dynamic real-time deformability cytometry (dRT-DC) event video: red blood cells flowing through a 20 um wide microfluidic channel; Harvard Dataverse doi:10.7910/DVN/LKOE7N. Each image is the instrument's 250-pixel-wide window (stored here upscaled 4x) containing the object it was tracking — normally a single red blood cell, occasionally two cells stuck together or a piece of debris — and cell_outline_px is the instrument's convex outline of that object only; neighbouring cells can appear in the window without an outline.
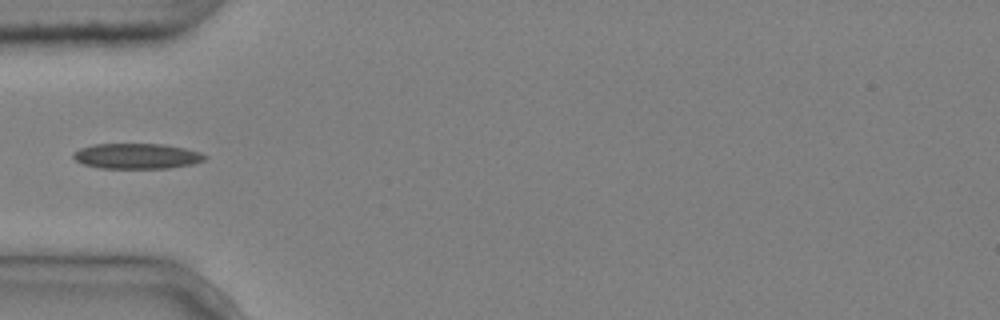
{"species": "common noctule bat (a hibernating species)", "species_latin": "Nyctalus noctula", "temperature_condition": "cold", "stored_images_in_passage": 5, "camera_frame_rate_fps": 3000, "um_per_image_px": 0.085, "animal": {"sex": "male", "body_mass_g": 20.4}, "frame": {"image": 1, "passage_image": 5, "time_ms": 1.333, "image_size_px": [1000, 320], "cell_outline_px": [[208, 156], [204, 160], [192, 164], [168, 168], [100, 168], [84, 164], [76, 160], [72, 156], [72, 152], [80, 148], [92, 144], [164, 144], [184, 148], [200, 152]], "centroid_in_image_um": [11.61, 13.26], "position_along_channel_um": 73.4, "area_um2": 19.48}}